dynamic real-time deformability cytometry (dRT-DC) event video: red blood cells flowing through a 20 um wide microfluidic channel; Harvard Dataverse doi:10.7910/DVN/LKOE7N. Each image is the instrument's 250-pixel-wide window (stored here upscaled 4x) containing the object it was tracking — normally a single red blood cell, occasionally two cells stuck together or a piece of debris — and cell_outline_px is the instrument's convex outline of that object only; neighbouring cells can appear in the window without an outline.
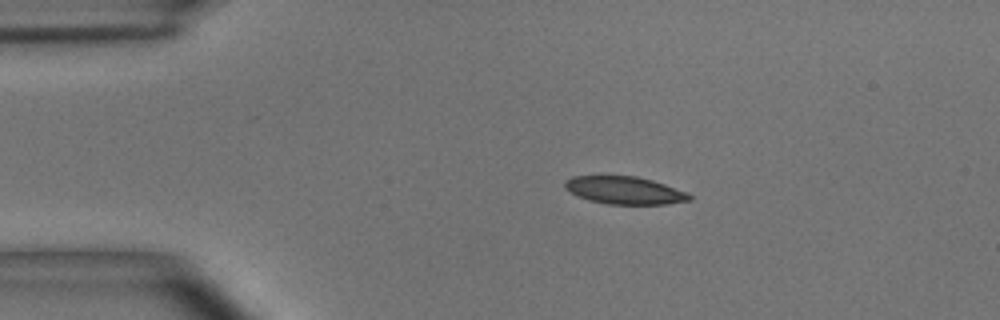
{"species": "common noctule bat (a hibernating species)", "species_latin": "Nyctalus noctula", "temperature_condition": "room temperature", "stored_images_in_passage": 4, "camera_frame_rate_fps": 3000, "um_per_image_px": 0.085, "animal": {"sex": "male", "body_mass_g": 15.6}, "frame": {"image": 1, "passage_image": 2, "time_ms": 0.333, "image_size_px": [1000, 320], "cell_outline_px": [[692, 200], [668, 204], [608, 204], [588, 200], [576, 196], [564, 188], [564, 180], [572, 176], [636, 176], [652, 180], [688, 192], [692, 196]], "centroid_in_image_um": [53.07, 16.18], "position_along_channel_um": 31.9, "area_um2": 20.23}}
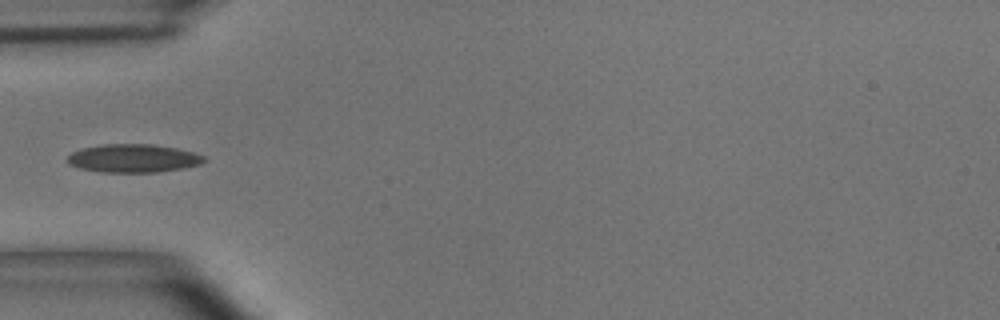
{"frame": {"image": 2, "passage_image": 4, "time_ms": 1.0, "image_size_px": [1000, 320], "cell_outline_px": [[208, 160], [200, 164], [184, 168], [156, 172], [100, 172], [80, 168], [68, 164], [68, 156], [72, 152], [84, 148], [104, 144], [152, 144], [176, 148], [192, 152], [204, 156]], "centroid_in_image_um": [11.35, 13.46], "position_along_channel_um": 73.7, "area_um2": 22.43}}